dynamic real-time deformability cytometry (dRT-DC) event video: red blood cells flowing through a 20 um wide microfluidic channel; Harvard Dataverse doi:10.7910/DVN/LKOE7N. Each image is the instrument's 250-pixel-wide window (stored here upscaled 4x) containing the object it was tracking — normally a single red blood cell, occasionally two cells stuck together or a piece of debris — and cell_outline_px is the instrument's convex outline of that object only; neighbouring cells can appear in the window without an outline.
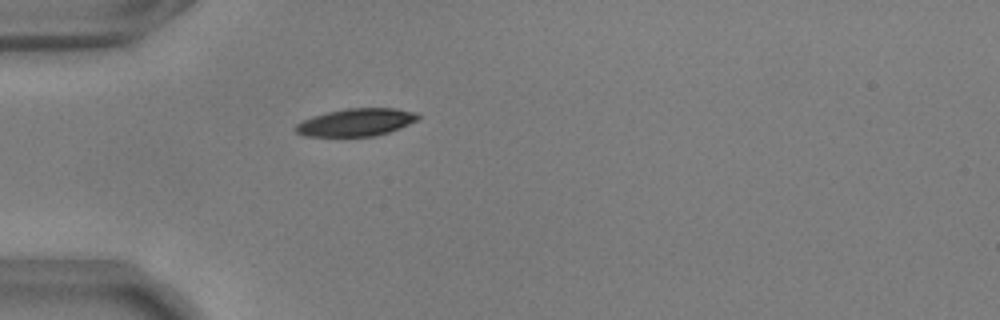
{"species": "common noctule bat (a hibernating species)", "species_latin": "Nyctalus noctula", "temperature_condition": "warm", "stored_images_in_passage": 39, "camera_frame_rate_fps": 3000, "um_per_image_px": 0.085, "animal": {"sex": "male", "body_mass_g": 17.9, "forearm_length_mm": 54.2}, "frame": {"image": 1, "passage_image": 1, "time_ms": 0.0, "image_size_px": [1000, 320], "cell_outline_px": [[420, 116], [416, 120], [400, 128], [376, 136], [304, 136], [296, 132], [292, 128], [296, 124], [312, 116], [328, 112], [348, 108], [396, 108], [416, 112]], "centroid_in_image_um": [30.25, 10.39], "position_along_channel_um": 54.7, "area_um2": 19.65}}
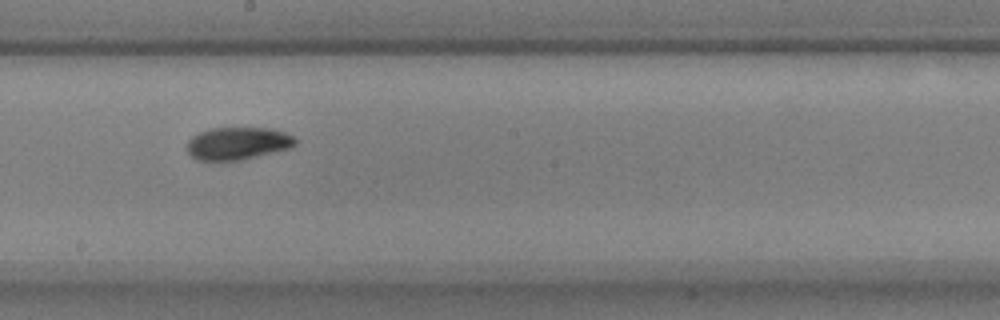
{"frame": {"image": 2, "passage_image": 16, "time_ms": 5.0, "image_size_px": [1000, 320], "cell_outline_px": [[296, 144], [292, 148], [240, 160], [200, 160], [192, 156], [188, 152], [188, 140], [192, 136], [200, 132], [212, 128], [272, 128], [284, 132], [292, 136], [296, 140]], "centroid_in_image_um": [20.24, 12.18], "position_along_channel_um": 228.0, "area_um2": 20.4}}
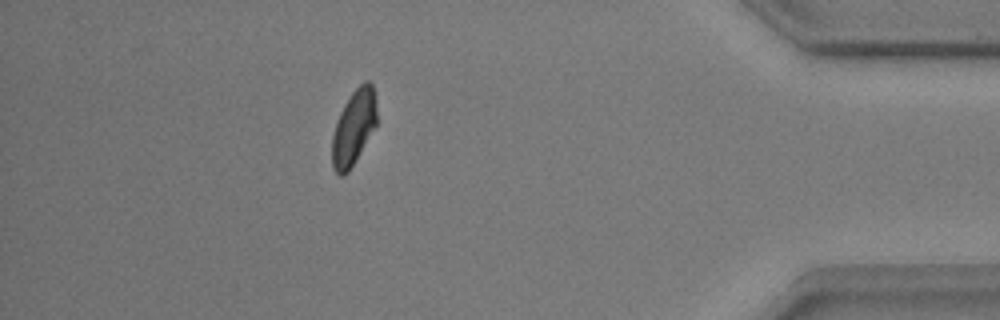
{"frame": {"image": 3, "passage_image": 34, "time_ms": 11.0, "image_size_px": [1000, 320], "cell_outline_px": [[376, 124], [356, 160], [348, 172], [344, 176], [340, 176], [332, 168], [332, 136], [336, 120], [344, 104], [352, 92], [364, 80], [368, 80], [372, 84], [376, 100]], "centroid_in_image_um": [30.05, 10.83], "position_along_channel_um": 405.2, "area_um2": 19.54}}